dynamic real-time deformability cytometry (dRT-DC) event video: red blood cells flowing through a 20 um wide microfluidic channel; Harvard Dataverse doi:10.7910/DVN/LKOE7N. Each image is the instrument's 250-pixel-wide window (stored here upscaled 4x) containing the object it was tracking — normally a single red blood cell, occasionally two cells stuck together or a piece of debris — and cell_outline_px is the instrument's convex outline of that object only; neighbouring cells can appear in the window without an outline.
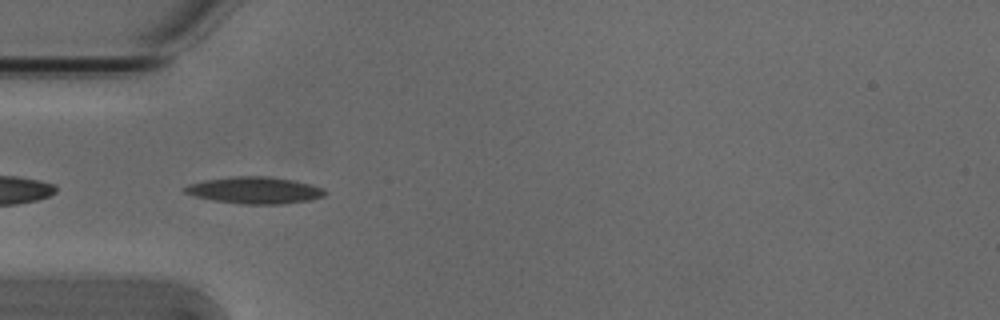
{"species": "Egyptian fruit bat (a non-hibernating species)", "species_latin": "Rousettus aegyptiacus", "temperature_condition": "cold", "stored_images_in_passage": 39, "camera_frame_rate_fps": 3000, "um_per_image_px": 0.085, "animal": {"sex": "male"}, "frame": {"image": 1, "passage_image": 2, "time_ms": 0.333, "image_size_px": [1000, 320], "cell_outline_px": [[328, 192], [324, 196], [312, 200], [280, 204], [244, 204], [212, 200], [196, 196], [184, 192], [184, 188], [188, 184], [204, 180], [232, 176], [268, 176], [292, 180], [312, 184], [324, 188]], "centroid_in_image_um": [21.69, 16.17], "position_along_channel_um": 63.3, "area_um2": 21.96}}
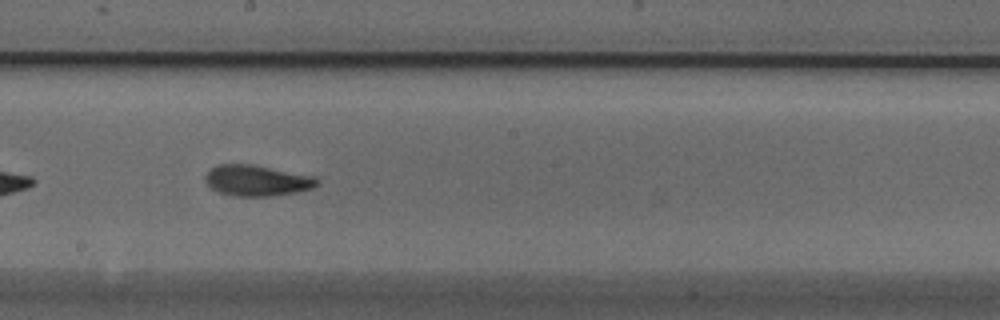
{"frame": {"image": 2, "passage_image": 15, "time_ms": 4.667, "image_size_px": [1000, 320], "cell_outline_px": [[320, 184], [312, 188], [296, 192], [272, 196], [236, 196], [220, 192], [212, 188], [204, 180], [204, 176], [216, 164], [252, 164], [316, 176], [320, 180]], "centroid_in_image_um": [21.88, 15.33], "position_along_channel_um": 226.3, "area_um2": 20.23}}
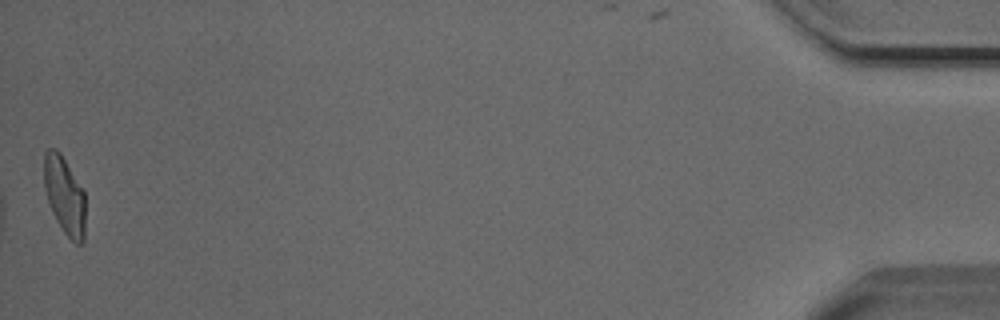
{"frame": {"image": 3, "passage_image": 39, "time_ms": 12.667, "image_size_px": [1000, 320], "cell_outline_px": [[84, 240], [80, 244], [76, 244], [64, 232], [56, 220], [52, 212], [44, 188], [44, 152], [48, 148], [56, 148], [60, 152], [84, 192]], "centroid_in_image_um": [5.47, 16.59], "position_along_channel_um": 429.7, "area_um2": 18.5}, "authors_computed_cell_mechanics": {"area_um2": 19.2474, "velocity_mm_per_s": 3.7956, "shape_relaxation_time_tau1_ms": 3.4619, "shape_relaxation_time_tau2_ms": 3.3698, "deformation_change_tau1": 0.1521, "deformation_change_tau2": 0.1142}}